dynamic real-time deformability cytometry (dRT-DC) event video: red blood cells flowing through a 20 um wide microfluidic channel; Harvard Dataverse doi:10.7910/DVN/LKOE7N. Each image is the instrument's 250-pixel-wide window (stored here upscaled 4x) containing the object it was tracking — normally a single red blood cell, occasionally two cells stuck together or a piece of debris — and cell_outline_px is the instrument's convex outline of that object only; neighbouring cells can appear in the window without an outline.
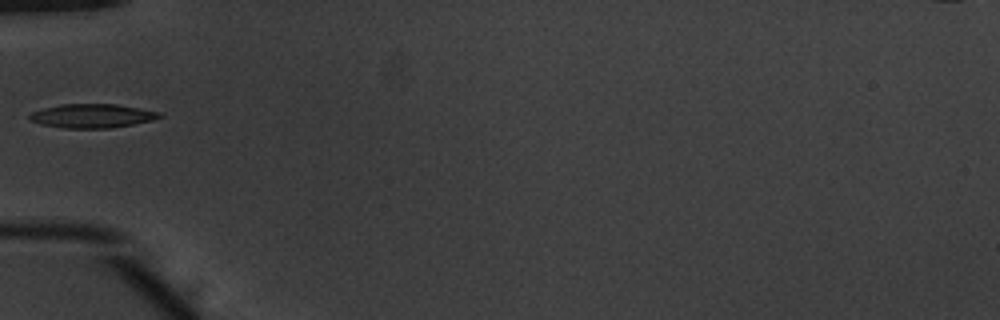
{"species": "common noctule bat (a hibernating species)", "species_latin": "Nyctalus noctula", "temperature_condition": "warm", "stored_images_in_passage": 35, "camera_frame_rate_fps": 3000, "um_per_image_px": 0.085, "animal": {"sex": "male", "body_mass_g": 20.1, "forearm_length_mm": 53.5}, "frame": {"image": 1, "passage_image": 1, "time_ms": 0.0, "image_size_px": [1000, 320], "cell_outline_px": [[164, 116], [152, 120], [112, 128], [64, 128], [40, 124], [28, 120], [28, 116], [32, 112], [44, 108], [60, 104], [116, 104], [140, 108], [160, 112]], "centroid_in_image_um": [7.82, 9.85], "position_along_channel_um": 77.2, "area_um2": 18.15}}
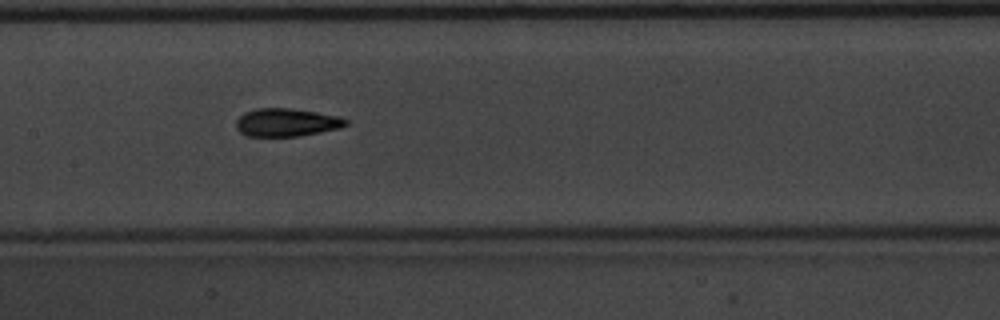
{"frame": {"image": 2, "passage_image": 9, "time_ms": 2.667, "image_size_px": [1000, 320], "cell_outline_px": [[348, 124], [340, 128], [300, 136], [248, 136], [240, 132], [236, 128], [236, 120], [244, 112], [256, 108], [292, 108], [340, 116], [348, 120]], "centroid_in_image_um": [24.36, 10.4], "position_along_channel_um": 183.0, "area_um2": 18.03}}
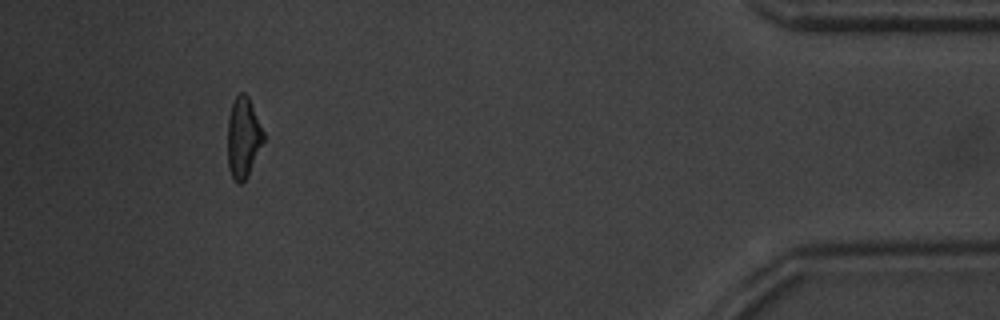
{"frame": {"image": 3, "passage_image": 31, "time_ms": 10.0, "image_size_px": [1000, 320], "cell_outline_px": [[264, 140], [248, 176], [240, 184], [236, 184], [228, 168], [228, 116], [232, 104], [236, 96], [240, 92], [244, 92], [248, 96], [264, 132]], "centroid_in_image_um": [20.67, 11.7], "position_along_channel_um": 414.5, "area_um2": 16.82}}